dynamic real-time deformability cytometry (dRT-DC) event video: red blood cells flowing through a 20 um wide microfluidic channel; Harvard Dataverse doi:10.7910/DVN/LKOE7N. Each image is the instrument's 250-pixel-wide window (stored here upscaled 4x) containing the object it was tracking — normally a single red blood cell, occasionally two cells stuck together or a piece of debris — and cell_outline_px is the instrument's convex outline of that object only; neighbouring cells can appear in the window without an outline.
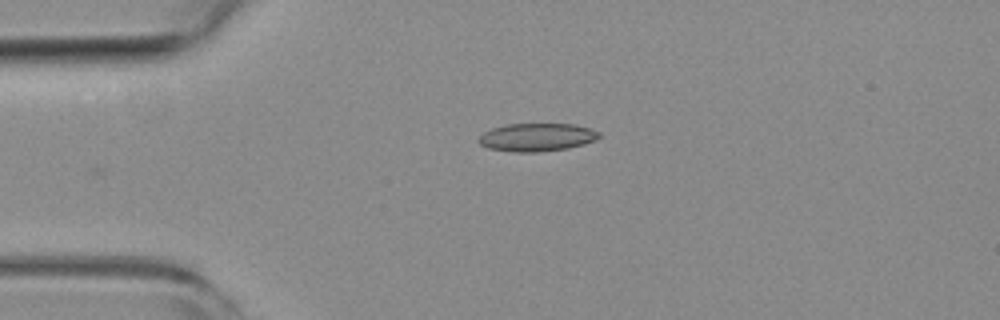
{"species": "common noctule bat (a hibernating species)", "species_latin": "Nyctalus noctula", "temperature_condition": "room temperature", "stored_images_in_passage": 42, "camera_frame_rate_fps": 3000, "um_per_image_px": 0.085, "animal": {"sex": "female", "body_mass_g": 19.3, "forearm_length_mm": 54.1}, "frame": {"image": 1, "passage_image": 1, "time_ms": 0.0, "image_size_px": [1000, 320], "cell_outline_px": [[600, 136], [596, 140], [584, 144], [568, 148], [536, 152], [512, 152], [488, 148], [480, 144], [476, 140], [484, 132], [492, 128], [508, 124], [572, 124], [588, 128], [600, 132]], "centroid_in_image_um": [45.61, 11.67], "position_along_channel_um": 39.4, "area_um2": 19.65}}
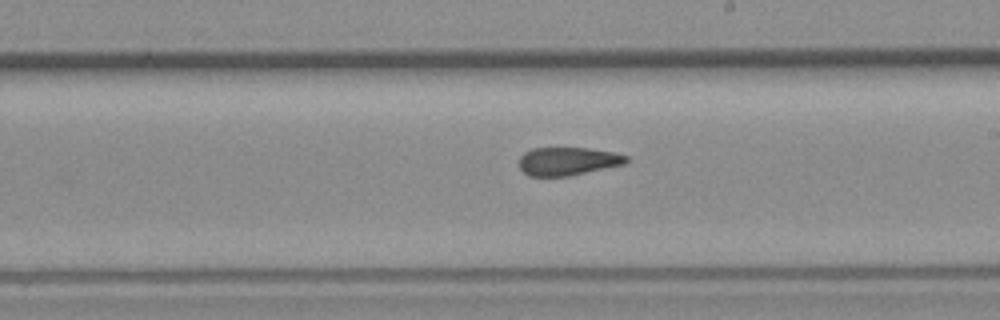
{"frame": {"image": 2, "passage_image": 19, "time_ms": 6.0, "image_size_px": [1000, 320], "cell_outline_px": [[628, 160], [624, 164], [568, 176], [528, 176], [520, 168], [520, 156], [524, 152], [532, 148], [588, 148], [612, 152], [628, 156]], "centroid_in_image_um": [48.24, 13.7], "position_along_channel_um": 240.8, "area_um2": 17.46}}
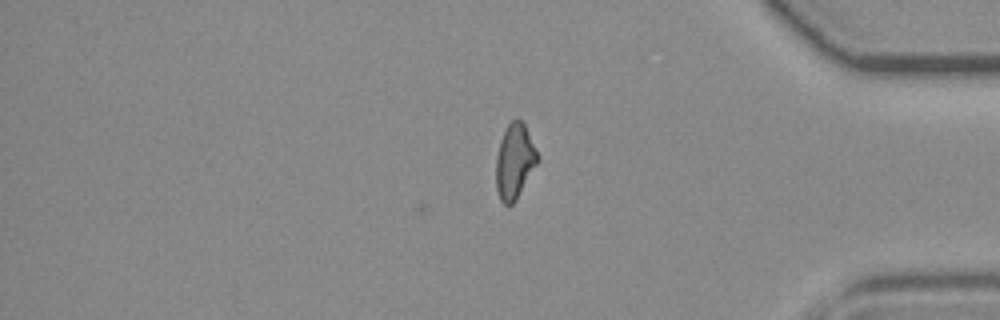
{"frame": {"image": 3, "passage_image": 33, "time_ms": 10.667, "image_size_px": [1000, 320], "cell_outline_px": [[540, 160], [516, 200], [512, 204], [504, 204], [500, 200], [496, 188], [496, 156], [500, 140], [508, 124], [516, 116], [524, 124], [540, 156]], "centroid_in_image_um": [43.76, 13.71], "position_along_channel_um": 391.4, "area_um2": 18.32}, "authors_computed_cell_mechanics": {"area_um2": 18.5249, "velocity_mm_per_s": 3.8094, "shape_relaxation_time_tau1_ms": null, "shape_relaxation_time_tau2_ms": 3.3574, "deformation_change_tau1": null, "deformation_change_tau2": 0.1145}}